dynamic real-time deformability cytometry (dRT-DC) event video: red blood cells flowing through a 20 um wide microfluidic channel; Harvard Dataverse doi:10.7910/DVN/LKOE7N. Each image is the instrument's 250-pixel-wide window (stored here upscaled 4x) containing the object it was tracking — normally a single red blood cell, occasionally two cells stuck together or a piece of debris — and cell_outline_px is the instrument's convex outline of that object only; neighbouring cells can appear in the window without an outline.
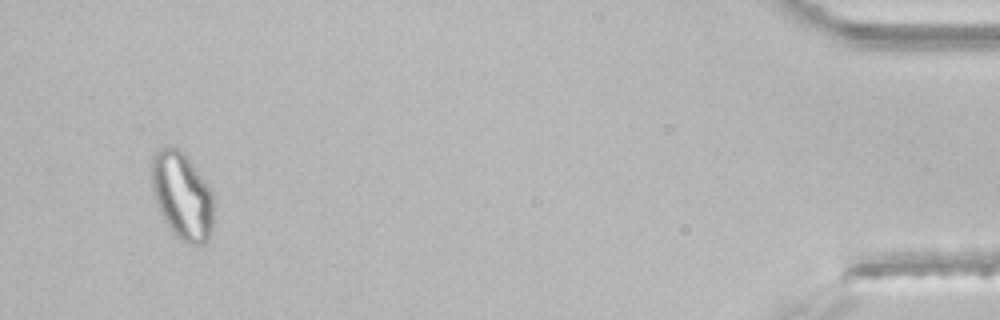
{"species": "common noctule bat (a hibernating species)", "species_latin": "Nyctalus noctula", "temperature_condition": "room temperature", "stored_images_in_passage": 45, "segment_of_instrument_passage": [2, 2], "camera_frame_rate_fps": 3000, "um_per_image_px": 0.085, "animal": {"sex": "male", "body_mass_g": 21.5, "forearm_length_mm": 52.0}, "frame": {"image": 1, "passage_image": 43, "time_ms": 14.0, "image_size_px": [1000, 320], "cell_outline_px": [[212, 232], [208, 240], [204, 244], [188, 244], [176, 236], [172, 232], [164, 220], [156, 204], [152, 188], [152, 156], [160, 148], [168, 144], [180, 148], [188, 156], [212, 192]], "centroid_in_image_um": [15.47, 16.61], "position_along_channel_um": 419.7, "area_um2": 31.73}}